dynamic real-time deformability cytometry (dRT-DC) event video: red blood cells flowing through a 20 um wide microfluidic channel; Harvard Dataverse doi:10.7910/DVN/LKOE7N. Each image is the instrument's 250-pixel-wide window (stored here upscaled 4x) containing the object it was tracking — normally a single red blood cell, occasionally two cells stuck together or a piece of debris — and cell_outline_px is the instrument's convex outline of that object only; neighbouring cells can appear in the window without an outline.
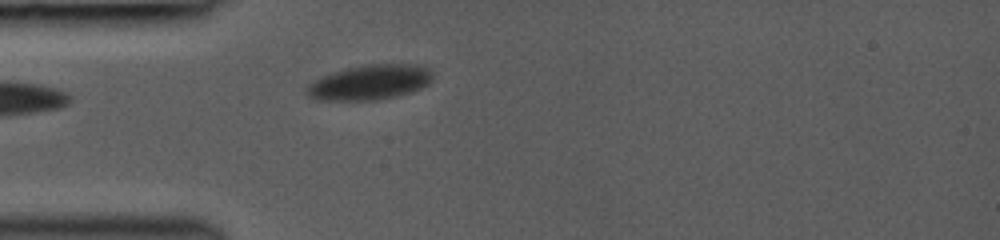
{"species": "common noctule bat (a hibernating species)", "species_latin": "Nyctalus noctula", "temperature_condition": "room temperature", "stored_images_in_passage": 36, "camera_frame_rate_fps": 3000, "um_per_image_px": 0.085, "animal": {"sex": "female", "body_mass_g": 19.0, "forearm_length_mm": 53.3}, "frame": {"image": 1, "passage_image": 1, "time_ms": 0.0, "image_size_px": [1000, 240], "cell_outline_px": [[432, 80], [428, 84], [412, 92], [380, 100], [316, 100], [308, 96], [304, 92], [304, 88], [312, 80], [320, 76], [344, 68], [364, 64], [420, 64], [428, 68], [432, 72]], "centroid_in_image_um": [31.39, 6.99], "position_along_channel_um": 53.6, "area_um2": 26.24}}
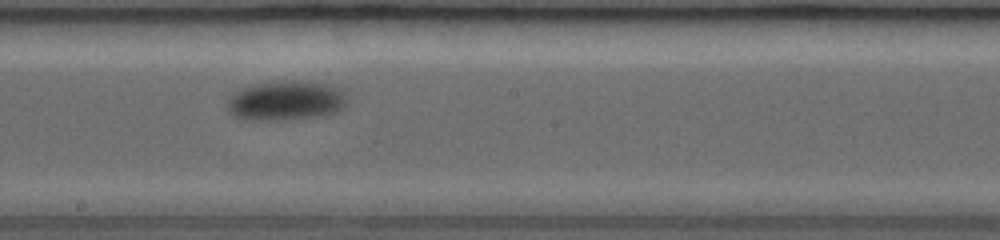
{"frame": {"image": 2, "passage_image": 15, "time_ms": 4.667, "image_size_px": [1000, 240], "cell_outline_px": [[348, 100], [344, 108], [340, 112], [324, 116], [288, 120], [244, 120], [232, 116], [228, 112], [228, 100], [236, 88], [256, 84], [284, 80], [308, 80], [332, 84], [344, 88]], "centroid_in_image_um": [24.37, 8.54], "position_along_channel_um": 223.8, "area_um2": 29.02}}
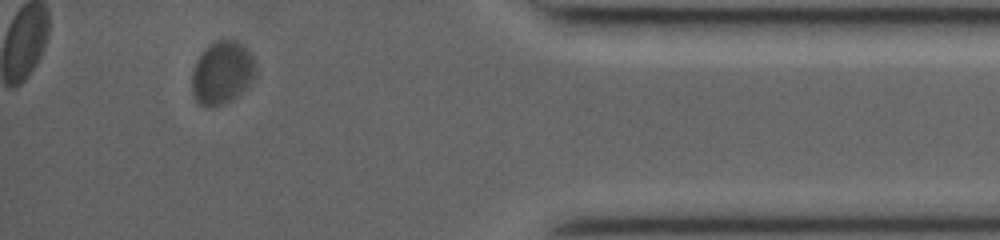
{"frame": {"image": 3, "passage_image": 32, "time_ms": 10.333, "image_size_px": [1000, 240], "cell_outline_px": [[256, 72], [248, 88], [232, 100], [224, 104], [212, 108], [208, 108], [200, 104], [196, 100], [192, 92], [192, 72], [200, 56], [216, 40], [236, 40], [252, 52], [256, 64]], "centroid_in_image_um": [18.93, 6.22], "position_along_channel_um": 416.3, "area_um2": 23.52}, "authors_computed_cell_mechanics": {"area_um2": 26.877, "velocity_mm_per_s": 3.8171, "shape_relaxation_time_tau1_ms": 3.6078, "shape_relaxation_time_tau2_ms": null, "deformation_change_tau1": 0.1077, "deformation_change_tau2": null}}